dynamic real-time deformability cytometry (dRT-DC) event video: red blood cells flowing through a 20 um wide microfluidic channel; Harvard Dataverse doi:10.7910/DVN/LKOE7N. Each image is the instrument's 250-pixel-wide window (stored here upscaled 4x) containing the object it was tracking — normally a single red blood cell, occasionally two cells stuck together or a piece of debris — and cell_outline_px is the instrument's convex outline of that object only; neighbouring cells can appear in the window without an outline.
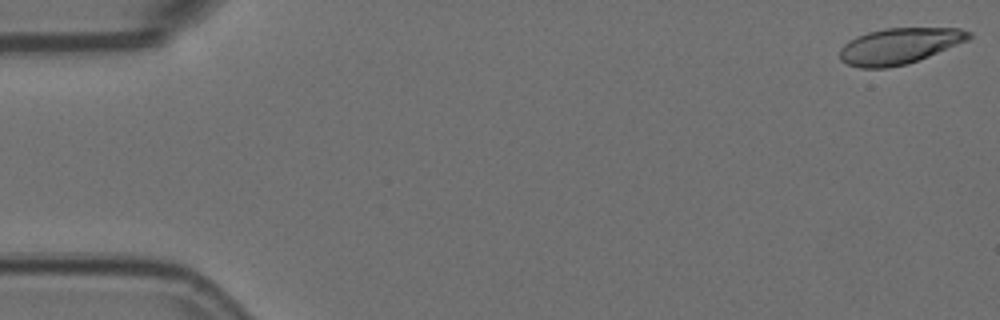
{"species": "Egyptian fruit bat (a non-hibernating species)", "species_latin": "Rousettus aegyptiacus", "temperature_condition": "room temperature", "stored_images_in_passage": 7, "camera_frame_rate_fps": 3000, "um_per_image_px": 0.085, "animal": {"sex": "female"}, "frame": {"image": 1, "passage_image": 1, "time_ms": 0.0, "image_size_px": [1000, 320], "cell_outline_px": [[972, 36], [968, 40], [908, 64], [888, 68], [860, 68], [848, 64], [840, 60], [840, 48], [848, 40], [856, 36], [868, 32], [884, 28], [960, 28], [972, 32]], "centroid_in_image_um": [76.42, 3.91], "position_along_channel_um": 8.6, "area_um2": 27.11}}